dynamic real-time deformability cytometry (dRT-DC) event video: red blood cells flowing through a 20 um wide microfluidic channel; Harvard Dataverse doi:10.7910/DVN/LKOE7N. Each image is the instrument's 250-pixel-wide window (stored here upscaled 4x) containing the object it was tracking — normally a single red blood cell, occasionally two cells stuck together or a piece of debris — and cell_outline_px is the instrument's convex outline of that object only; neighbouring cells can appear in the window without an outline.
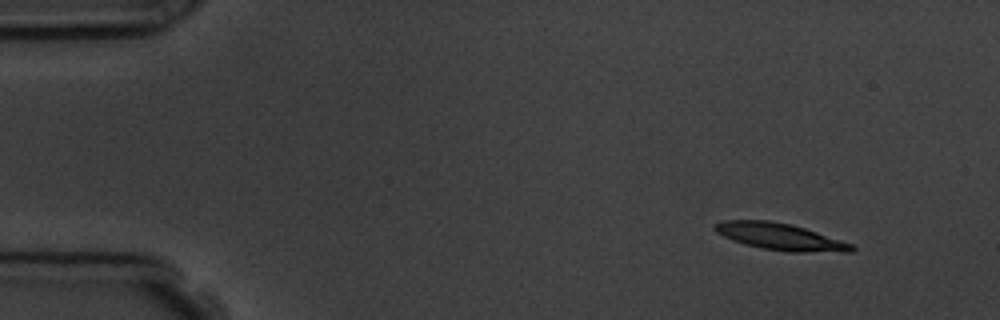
{"species": "common noctule bat (a hibernating species)", "species_latin": "Nyctalus noctula", "temperature_condition": "room temperature", "stored_images_in_passage": 4, "segment_of_instrument_passage": [1, 2], "camera_frame_rate_fps": 3000, "um_per_image_px": 0.085, "animal": {"sex": "male", "body_mass_g": 19.5, "forearm_length_mm": 54.6}, "frame": {"image": 1, "passage_image": 1, "time_ms": 0.0, "image_size_px": [1000, 320], "cell_outline_px": [[856, 248], [852, 252], [788, 252], [764, 248], [744, 244], [732, 240], [716, 232], [712, 228], [712, 224], [724, 220], [768, 220], [792, 224], [852, 244]], "centroid_in_image_um": [66.28, 20.11], "position_along_channel_um": 18.7, "area_um2": 21.33}}